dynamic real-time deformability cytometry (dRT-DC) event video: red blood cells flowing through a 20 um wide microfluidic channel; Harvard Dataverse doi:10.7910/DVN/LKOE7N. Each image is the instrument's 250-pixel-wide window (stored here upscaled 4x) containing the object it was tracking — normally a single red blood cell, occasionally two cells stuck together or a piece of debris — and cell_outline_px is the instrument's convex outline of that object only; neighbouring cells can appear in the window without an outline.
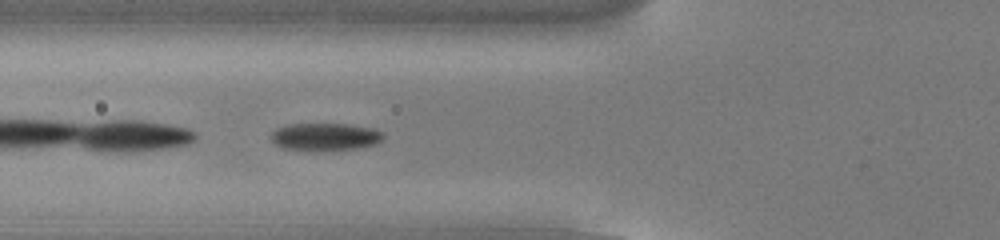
{"species": "common noctule bat (a hibernating species)", "species_latin": "Nyctalus noctula", "temperature_condition": "cold", "stored_images_in_passage": 30, "camera_frame_rate_fps": 3000, "um_per_image_px": 0.085, "animal": {"sex": "male", "body_mass_g": 13.0, "forearm_length_mm": 53.1}, "frame": {"image": 1, "passage_image": 3, "time_ms": 0.667, "image_size_px": [1000, 240], "cell_outline_px": [[384, 136], [376, 144], [356, 148], [280, 148], [272, 140], [272, 132], [276, 128], [288, 124], [348, 124], [372, 128], [384, 132]], "centroid_in_image_um": [27.66, 11.57], "position_along_channel_um": 98.1, "area_um2": 17.22}}
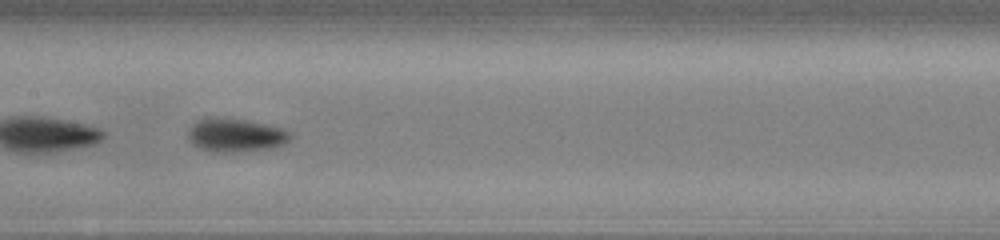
{"frame": {"image": 2, "passage_image": 10, "time_ms": 3.0, "image_size_px": [1000, 240], "cell_outline_px": [[292, 136], [284, 144], [276, 148], [236, 152], [212, 152], [200, 148], [192, 144], [188, 140], [188, 132], [192, 124], [196, 120], [204, 116], [212, 116], [248, 120], [284, 128]], "centroid_in_image_um": [20.0, 11.47], "position_along_channel_um": 187.4, "area_um2": 20.46}}
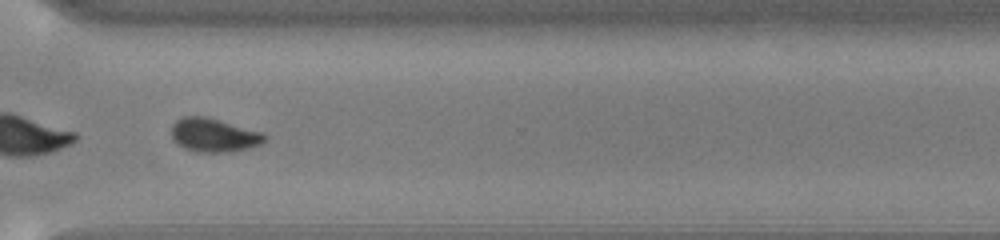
{"frame": {"image": 3, "passage_image": 23, "time_ms": 7.333, "image_size_px": [1000, 240], "cell_outline_px": [[268, 140], [260, 144], [248, 148], [232, 152], [196, 152], [184, 148], [176, 144], [172, 140], [172, 124], [176, 120], [184, 116], [204, 116], [264, 132], [268, 136]], "centroid_in_image_um": [18.19, 11.49], "position_along_channel_um": 352.4, "area_um2": 18.55}, "authors_computed_cell_mechanics": {"area_um2": 18.6116, "velocity_mm_per_s": 3.8171, "shape_relaxation_time_tau1_ms": 1.4815, "shape_relaxation_time_tau2_ms": 1.5017, "deformation_change_tau1": 0.1232, "deformation_change_tau2": 0.0493}}